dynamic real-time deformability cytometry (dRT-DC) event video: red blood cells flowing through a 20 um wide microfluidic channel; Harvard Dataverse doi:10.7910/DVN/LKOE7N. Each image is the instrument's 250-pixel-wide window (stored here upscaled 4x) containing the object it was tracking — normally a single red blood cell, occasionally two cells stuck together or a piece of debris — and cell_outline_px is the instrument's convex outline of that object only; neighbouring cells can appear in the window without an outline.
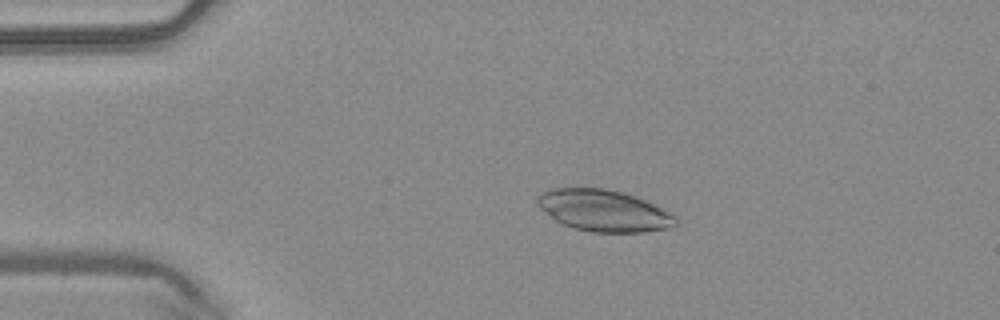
{"species": "common noctule bat (a hibernating species)", "species_latin": "Nyctalus noctula", "temperature_condition": "warm", "stored_images_in_passage": 49, "camera_frame_rate_fps": 3000, "um_per_image_px": 0.085, "animal": {"sex": "male", "body_mass_g": 20.4}, "frame": {"image": 1, "passage_image": 10, "time_ms": 3.0, "image_size_px": [1000, 320], "cell_outline_px": [[676, 224], [668, 228], [644, 232], [592, 232], [576, 228], [564, 224], [556, 220], [540, 208], [536, 204], [536, 196], [540, 192], [548, 188], [608, 188], [624, 192], [636, 196], [672, 212], [676, 216]], "centroid_in_image_um": [51.32, 17.88], "position_along_channel_um": 33.7, "area_um2": 33.7}}
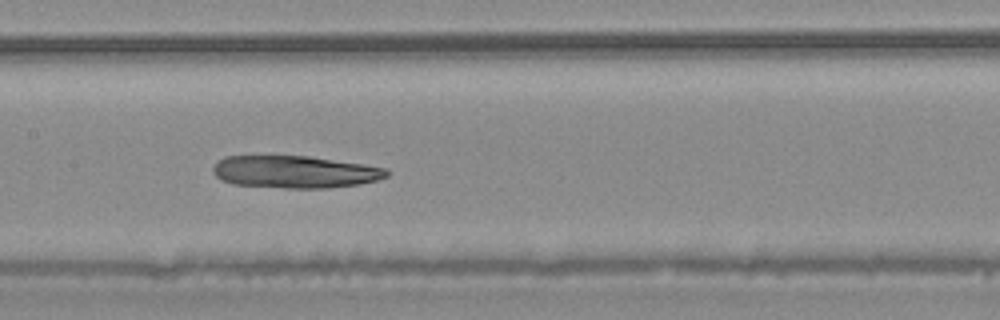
{"frame": {"image": 2, "passage_image": 24, "time_ms": 7.667, "image_size_px": [1000, 320], "cell_outline_px": [[388, 176], [380, 180], [360, 184], [328, 188], [284, 188], [232, 184], [220, 180], [212, 172], [212, 168], [216, 160], [224, 156], [308, 156], [364, 164], [384, 168], [388, 172]], "centroid_in_image_um": [25.03, 14.61], "position_along_channel_um": 182.4, "area_um2": 33.0}}
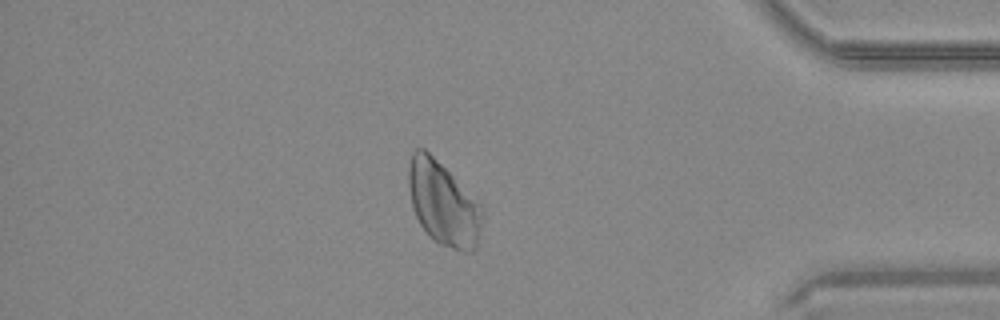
{"frame": {"image": 3, "passage_image": 42, "time_ms": 13.667, "image_size_px": [1000, 320], "cell_outline_px": [[484, 208], [476, 248], [468, 252], [460, 252], [440, 244], [420, 224], [412, 208], [408, 184], [408, 168], [412, 152], [416, 148], [424, 148]], "centroid_in_image_um": [37.66, 17.32], "position_along_channel_um": 397.5, "area_um2": 35.32}}